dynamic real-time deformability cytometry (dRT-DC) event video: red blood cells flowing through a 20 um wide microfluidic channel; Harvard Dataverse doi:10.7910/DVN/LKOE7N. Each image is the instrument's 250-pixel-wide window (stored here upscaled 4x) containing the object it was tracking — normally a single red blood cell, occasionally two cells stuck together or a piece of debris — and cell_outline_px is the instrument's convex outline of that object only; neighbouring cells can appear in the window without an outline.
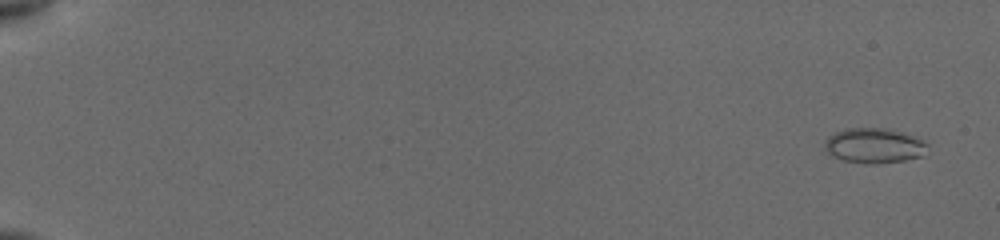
{"species": "common noctule bat (a hibernating species)", "species_latin": "Nyctalus noctula", "temperature_condition": "cold", "stored_images_in_passage": 24, "camera_frame_rate_fps": 3000, "um_per_image_px": 0.085, "animal": {"sex": "female", "body_mass_g": 19.5, "forearm_length_mm": 54.1}, "frame": {"image": 1, "passage_image": 5, "time_ms": 0.667, "image_size_px": [1000, 240], "cell_outline_px": [[928, 144], [924, 156], [904, 160], [872, 164], [864, 164], [844, 160], [832, 156], [828, 152], [824, 144], [828, 136], [844, 128], [884, 128], [904, 132], [916, 136], [924, 140]], "centroid_in_image_um": [74.33, 12.37], "position_along_channel_um": 10.7, "area_um2": 21.15}}